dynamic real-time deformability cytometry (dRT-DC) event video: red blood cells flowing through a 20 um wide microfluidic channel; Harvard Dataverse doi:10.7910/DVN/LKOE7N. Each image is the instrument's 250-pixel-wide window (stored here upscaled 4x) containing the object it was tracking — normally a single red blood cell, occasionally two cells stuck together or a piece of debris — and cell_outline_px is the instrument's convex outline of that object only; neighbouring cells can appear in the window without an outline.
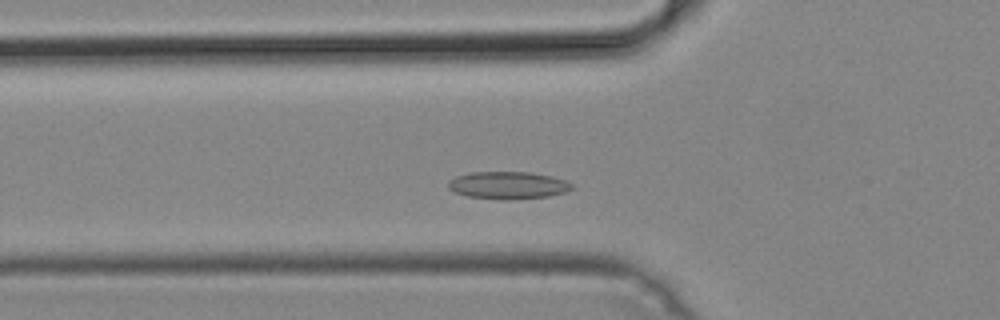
{"species": "common noctule bat (a hibernating species)", "species_latin": "Nyctalus noctula", "temperature_condition": "cold", "stored_images_in_passage": 39, "camera_frame_rate_fps": 3000, "um_per_image_px": 0.085, "animal": {"sex": "male", "body_mass_g": 19.2, "forearm_length_mm": 51.8}, "frame": {"image": 1, "passage_image": 5, "time_ms": 1.333, "image_size_px": [1000, 320], "cell_outline_px": [[572, 188], [564, 192], [548, 196], [504, 200], [468, 196], [456, 192], [448, 188], [448, 180], [456, 176], [468, 172], [528, 172], [552, 176], [564, 180], [572, 184]], "centroid_in_image_um": [43.14, 15.74], "position_along_channel_um": 82.7, "area_um2": 19.59}}
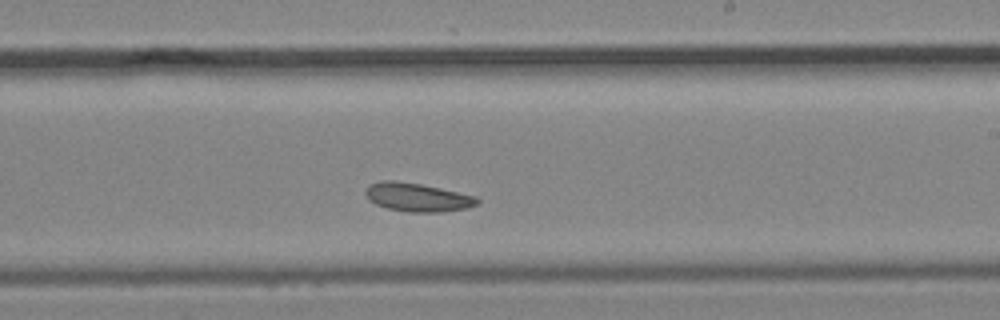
{"frame": {"image": 2, "passage_image": 18, "time_ms": 5.667, "image_size_px": [1000, 320], "cell_outline_px": [[480, 204], [468, 208], [440, 212], [408, 212], [388, 208], [376, 204], [368, 200], [364, 192], [368, 184], [380, 180], [396, 180], [420, 184], [440, 188], [476, 196], [480, 200]], "centroid_in_image_um": [35.47, 16.76], "position_along_channel_um": 253.5, "area_um2": 18.79}}
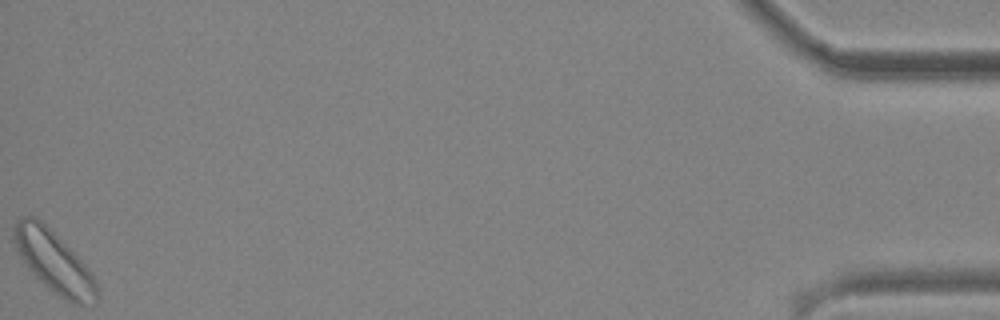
{"frame": {"image": 3, "passage_image": 39, "time_ms": 12.667, "image_size_px": [1000, 320], "cell_outline_px": [[100, 296], [96, 304], [72, 304], [52, 292], [24, 264], [12, 240], [12, 224], [20, 216], [36, 216], [92, 272], [96, 280]], "centroid_in_image_um": [4.57, 22.28], "position_along_channel_um": 430.6, "area_um2": 29.82}}